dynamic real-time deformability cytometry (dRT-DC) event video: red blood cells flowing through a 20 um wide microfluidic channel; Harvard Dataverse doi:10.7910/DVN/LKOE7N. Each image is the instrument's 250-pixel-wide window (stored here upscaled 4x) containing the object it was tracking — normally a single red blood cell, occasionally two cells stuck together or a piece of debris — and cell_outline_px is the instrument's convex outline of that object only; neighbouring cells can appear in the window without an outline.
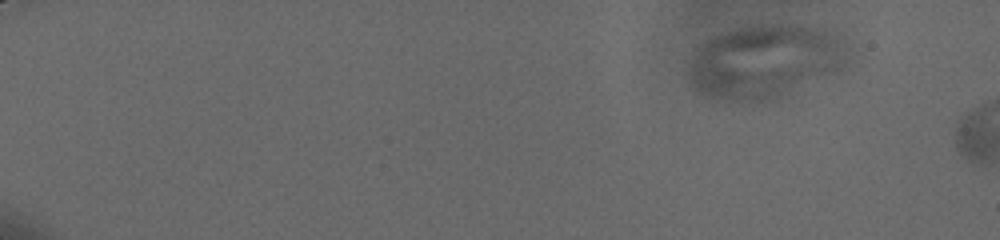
{"species": "human", "species_latin": "Homo sapiens", "temperature_condition": "cold", "stored_images_in_passage": 60, "camera_frame_rate_fps": 3000, "um_per_image_px": 0.085, "donor": {"sex": "male"}, "frame": {"image": 1, "passage_image": 7, "time_ms": 2.0, "image_size_px": [1000, 240], "cell_outline_px": [[852, 64], [848, 68], [840, 72], [772, 100], [724, 100], [700, 92], [692, 88], [684, 80], [684, 68], [688, 60], [696, 48], [708, 40], [716, 36], [728, 32], [748, 28], [776, 24], [828, 28], [840, 32], [844, 36], [848, 48]], "centroid_in_image_um": [65.11, 5.23], "position_along_channel_um": 19.9, "area_um2": 69.88}}